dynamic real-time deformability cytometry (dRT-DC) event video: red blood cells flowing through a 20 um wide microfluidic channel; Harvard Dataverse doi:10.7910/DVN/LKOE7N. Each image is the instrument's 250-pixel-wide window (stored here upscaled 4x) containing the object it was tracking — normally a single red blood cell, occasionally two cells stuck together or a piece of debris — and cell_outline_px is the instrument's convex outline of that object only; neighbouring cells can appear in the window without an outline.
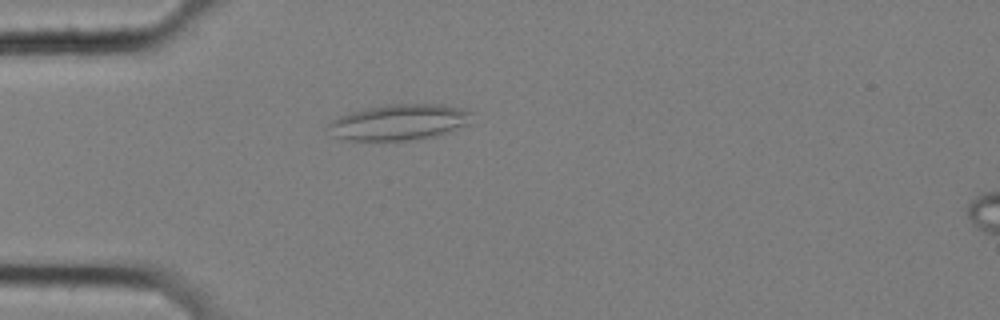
{"species": "common noctule bat (a hibernating species)", "species_latin": "Nyctalus noctula", "temperature_condition": "cold", "stored_images_in_passage": 57, "camera_frame_rate_fps": 3000, "um_per_image_px": 0.085, "animal": {"sex": "female", "body_mass_g": 25.1}, "frame": {"image": 1, "passage_image": 16, "time_ms": 5.0, "image_size_px": [1000, 320], "cell_outline_px": [[472, 124], [440, 136], [416, 140], [344, 140], [332, 136], [324, 128], [332, 120], [340, 116], [364, 108], [392, 104], [444, 104], [460, 108], [472, 112]], "centroid_in_image_um": [33.97, 10.4], "position_along_channel_um": 51.0, "area_um2": 30.69}}
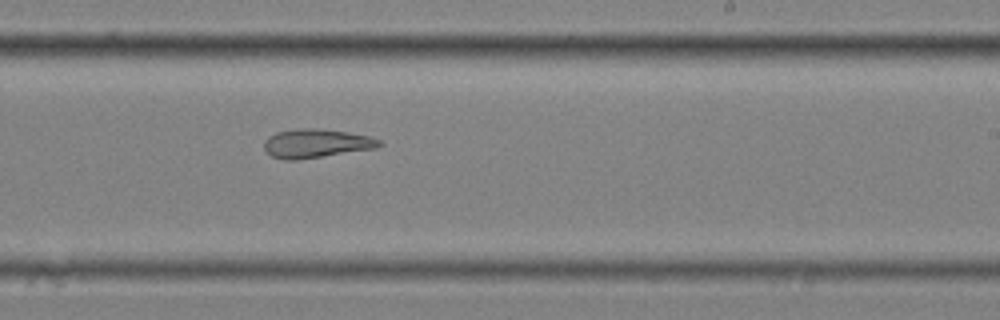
{"frame": {"image": 2, "passage_image": 35, "time_ms": 11.333, "image_size_px": [1000, 320], "cell_outline_px": [[384, 144], [376, 148], [296, 160], [284, 160], [272, 156], [264, 148], [264, 140], [268, 136], [276, 132], [296, 128], [316, 128], [348, 132], [368, 136], [380, 140]], "centroid_in_image_um": [26.85, 12.18], "position_along_channel_um": 262.1, "area_um2": 19.31}}
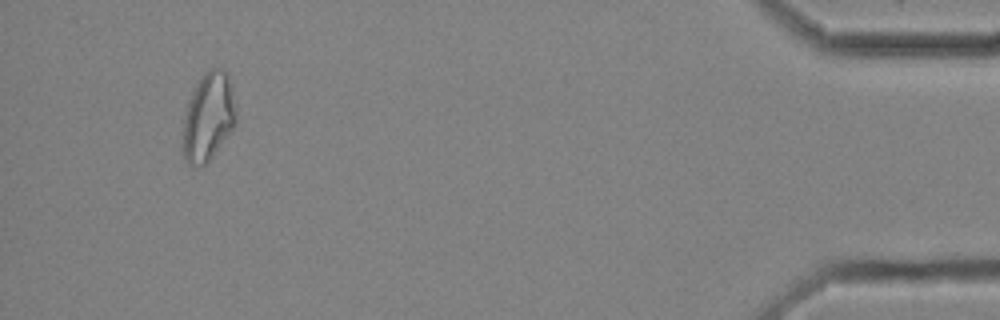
{"frame": {"image": 3, "passage_image": 54, "time_ms": 17.667, "image_size_px": [1000, 320], "cell_outline_px": [[236, 124], [208, 160], [204, 164], [188, 164], [184, 160], [180, 148], [184, 116], [192, 92], [196, 84], [204, 72], [208, 68], [224, 68], [228, 72], [232, 88], [236, 108]], "centroid_in_image_um": [17.69, 9.9], "position_along_channel_um": 417.5, "area_um2": 27.57}, "authors_computed_cell_mechanics": {"area_um2": 24.565, "velocity_mm_per_s": 3.5194, "shape_relaxation_time_tau1_ms": null, "shape_relaxation_time_tau2_ms": 5.7438, "deformation_change_tau1": null, "deformation_change_tau2": 0.1606}}